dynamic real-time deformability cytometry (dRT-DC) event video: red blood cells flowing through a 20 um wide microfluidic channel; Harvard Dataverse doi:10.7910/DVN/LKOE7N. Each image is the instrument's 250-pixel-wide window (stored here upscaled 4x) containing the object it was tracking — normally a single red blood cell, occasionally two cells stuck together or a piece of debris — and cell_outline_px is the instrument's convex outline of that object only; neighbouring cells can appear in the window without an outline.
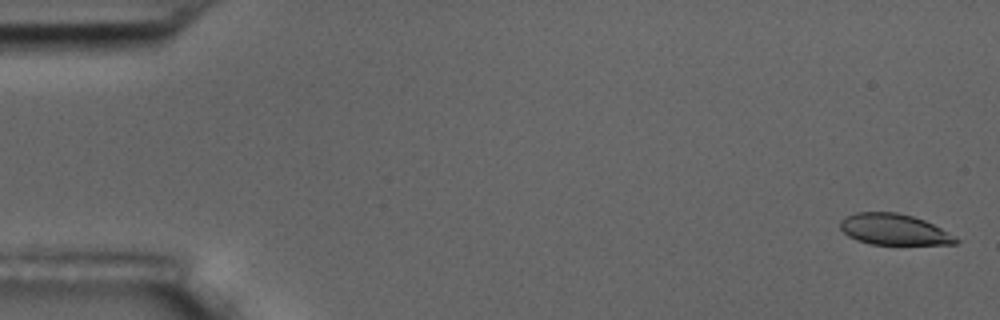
{"species": "common noctule bat (a hibernating species)", "species_latin": "Nyctalus noctula", "temperature_condition": "room temperature", "stored_images_in_passage": 5, "camera_frame_rate_fps": 3000, "um_per_image_px": 0.085, "animal": {"sex": "male", "body_mass_g": 17.5, "forearm_length_mm": 52.3}, "frame": {"image": 1, "passage_image": 1, "time_ms": 0.0, "image_size_px": [1000, 320], "cell_outline_px": [[960, 240], [956, 244], [872, 244], [856, 240], [848, 236], [840, 228], [840, 220], [844, 216], [856, 212], [896, 212], [912, 216], [924, 220], [940, 228]], "centroid_in_image_um": [75.93, 19.49], "position_along_channel_um": 9.1, "area_um2": 20.75}}
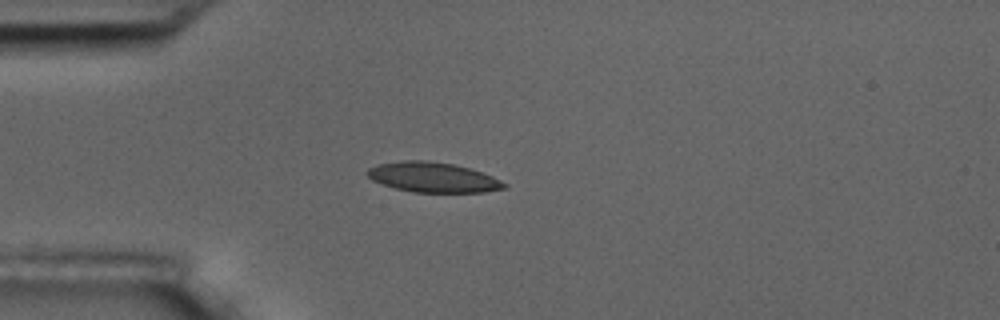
{"frame": {"image": 2, "passage_image": 5, "time_ms": 4.667, "image_size_px": [1000, 320], "cell_outline_px": [[508, 188], [484, 192], [412, 192], [380, 184], [372, 180], [364, 172], [368, 168], [380, 164], [404, 160], [424, 160], [452, 164], [468, 168], [492, 176], [508, 184]], "centroid_in_image_um": [36.79, 15.08], "position_along_channel_um": 48.2, "area_um2": 23.87}}